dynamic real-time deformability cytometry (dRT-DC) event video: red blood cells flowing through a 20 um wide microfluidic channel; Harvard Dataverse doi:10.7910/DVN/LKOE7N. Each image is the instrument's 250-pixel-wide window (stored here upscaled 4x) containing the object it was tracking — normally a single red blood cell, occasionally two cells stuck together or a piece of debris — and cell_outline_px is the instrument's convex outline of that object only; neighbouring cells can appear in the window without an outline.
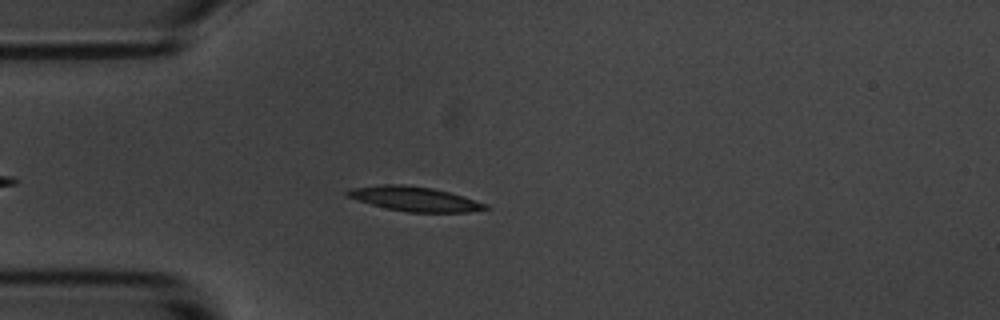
{"species": "common noctule bat (a hibernating species)", "species_latin": "Nyctalus noctula", "temperature_condition": "room temperature", "stored_images_in_passage": 3, "camera_frame_rate_fps": 3000, "um_per_image_px": 0.085, "animal": {"sex": "male", "body_mass_g": 20.1, "forearm_length_mm": 53.5}, "frame": {"image": 1, "passage_image": 3, "time_ms": 3.0, "image_size_px": [1000, 320], "cell_outline_px": [[492, 208], [468, 212], [408, 212], [384, 208], [348, 196], [344, 192], [352, 188], [384, 184], [400, 184], [432, 188], [448, 192], [488, 204]], "centroid_in_image_um": [35.27, 16.91], "position_along_channel_um": 49.7, "area_um2": 19.48}}